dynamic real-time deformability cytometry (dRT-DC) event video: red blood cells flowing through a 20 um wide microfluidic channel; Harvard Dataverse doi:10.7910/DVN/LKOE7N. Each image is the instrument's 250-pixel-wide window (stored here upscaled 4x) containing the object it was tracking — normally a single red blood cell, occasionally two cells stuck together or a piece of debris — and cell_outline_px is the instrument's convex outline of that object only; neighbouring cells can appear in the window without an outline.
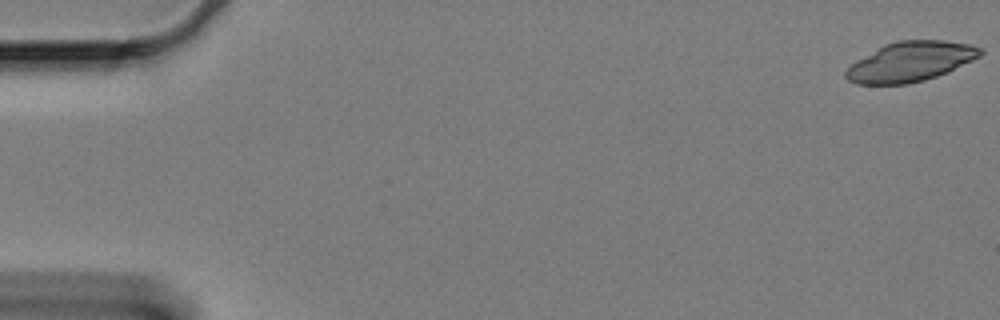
{"species": "Egyptian fruit bat (a non-hibernating species)", "species_latin": "Rousettus aegyptiacus", "temperature_condition": "cold", "stored_images_in_passage": 60, "camera_frame_rate_fps": 3000, "um_per_image_px": 0.085, "animal": {"sex": "female"}, "frame": {"image": 1, "passage_image": 1, "time_ms": 0.0, "image_size_px": [1000, 320], "cell_outline_px": [[984, 52], [980, 56], [948, 72], [924, 80], [908, 84], [856, 84], [848, 80], [844, 76], [844, 72], [856, 60], [884, 44], [896, 40], [944, 40], [972, 44], [980, 48]], "centroid_in_image_um": [77.38, 5.23], "position_along_channel_um": 7.6, "area_um2": 31.21}}